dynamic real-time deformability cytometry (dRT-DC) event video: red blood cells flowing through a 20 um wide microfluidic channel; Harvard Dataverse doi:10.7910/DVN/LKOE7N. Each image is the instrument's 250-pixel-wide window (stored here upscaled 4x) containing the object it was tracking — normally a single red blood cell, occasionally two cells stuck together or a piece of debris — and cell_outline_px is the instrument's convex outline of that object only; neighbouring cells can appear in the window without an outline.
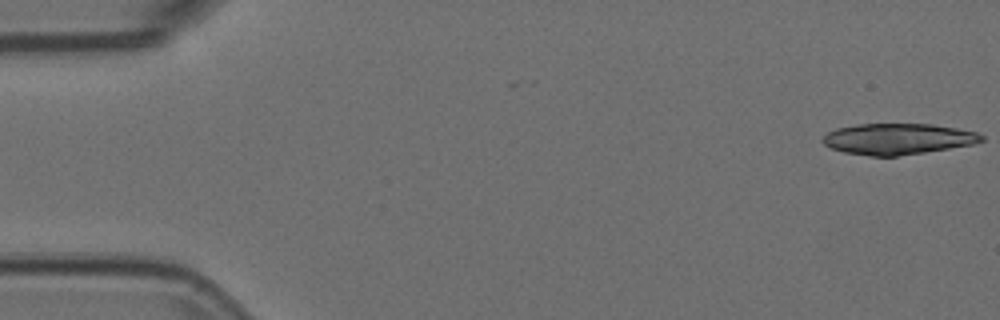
{"species": "Egyptian fruit bat (a non-hibernating species)", "species_latin": "Rousettus aegyptiacus", "temperature_condition": "room temperature", "stored_images_in_passage": 40, "camera_frame_rate_fps": 3000, "um_per_image_px": 0.085, "animal": {"sex": "female"}, "frame": {"image": 1, "passage_image": 1, "time_ms": 0.0, "image_size_px": [1000, 320], "cell_outline_px": [[984, 140], [976, 144], [924, 152], [896, 156], [868, 156], [844, 152], [832, 148], [824, 144], [820, 140], [828, 132], [836, 128], [860, 124], [932, 124], [956, 128], [976, 132], [984, 136]], "centroid_in_image_um": [76.32, 11.81], "position_along_channel_um": 8.7, "area_um2": 28.67}}
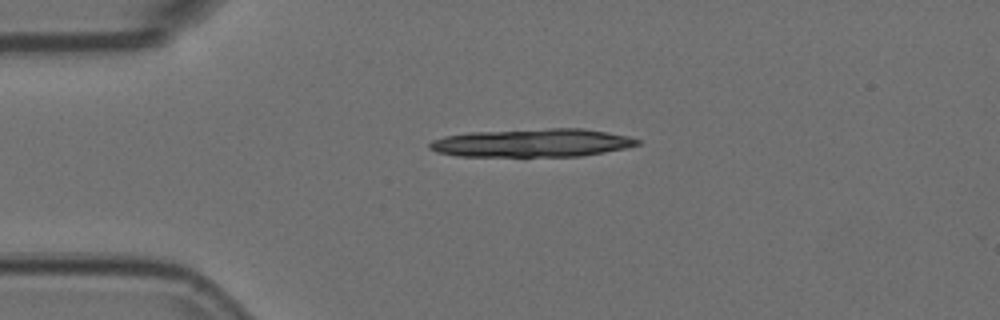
{"frame": {"image": 2, "passage_image": 12, "time_ms": 3.667, "image_size_px": [1000, 320], "cell_outline_px": [[640, 144], [628, 148], [580, 156], [456, 156], [436, 152], [428, 148], [428, 144], [432, 140], [444, 136], [468, 132], [548, 128], [584, 128], [628, 136], [640, 140]], "centroid_in_image_um": [45.22, 12.14], "position_along_channel_um": 39.8, "area_um2": 34.39}}